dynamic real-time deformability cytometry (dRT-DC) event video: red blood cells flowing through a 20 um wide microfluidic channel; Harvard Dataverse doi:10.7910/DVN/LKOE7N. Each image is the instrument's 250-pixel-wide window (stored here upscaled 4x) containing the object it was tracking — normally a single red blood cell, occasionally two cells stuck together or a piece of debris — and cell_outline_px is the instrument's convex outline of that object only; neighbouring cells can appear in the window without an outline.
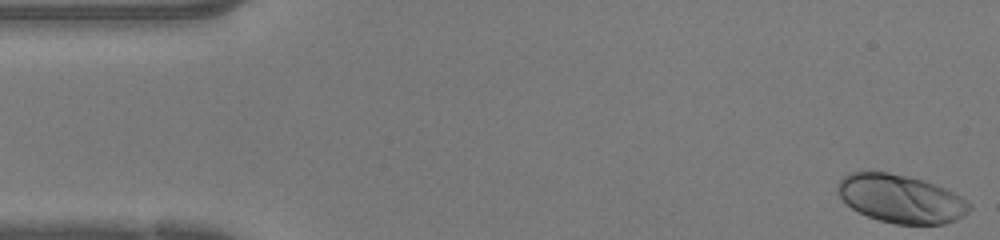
{"species": "human", "species_latin": "Homo sapiens", "temperature_condition": "warm", "stored_images_in_passage": 47, "camera_frame_rate_fps": 3000, "um_per_image_px": 0.085, "donor": {"sex": "female"}, "frame": {"image": 1, "passage_image": 1, "time_ms": 0.0, "image_size_px": [1000, 240], "cell_outline_px": [[972, 208], [968, 212], [956, 220], [944, 224], [896, 224], [880, 220], [868, 216], [852, 208], [836, 192], [836, 184], [848, 172], [888, 172], [908, 176], [924, 180], [944, 188], [968, 200], [972, 204]], "centroid_in_image_um": [76.58, 16.89], "position_along_channel_um": 8.4, "area_um2": 36.99}}
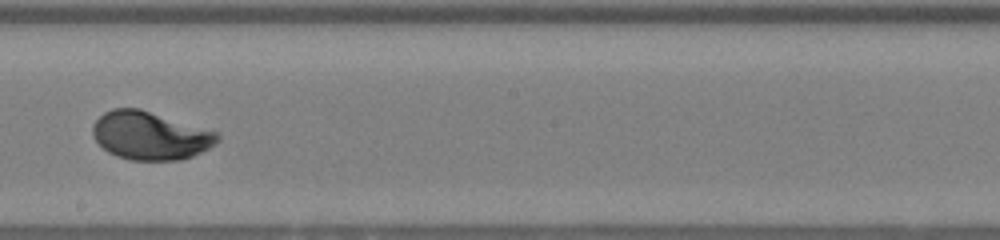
{"frame": {"image": 2, "passage_image": 26, "time_ms": 8.333, "image_size_px": [1000, 240], "cell_outline_px": [[220, 140], [216, 144], [192, 156], [180, 160], [132, 160], [116, 156], [108, 152], [92, 136], [92, 124], [104, 112], [112, 108], [140, 108], [220, 132]], "centroid_in_image_um": [12.78, 11.51], "position_along_channel_um": 235.4, "area_um2": 35.32}}
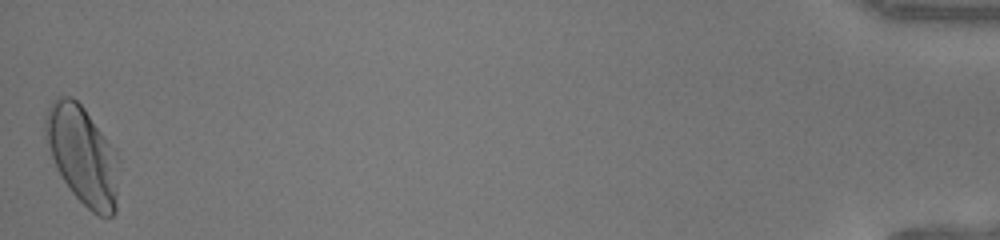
{"frame": {"image": 3, "passage_image": 47, "time_ms": 15.333, "image_size_px": [1000, 240], "cell_outline_px": [[120, 160], [116, 212], [112, 216], [100, 216], [92, 212], [72, 192], [56, 168], [44, 136], [44, 116], [52, 100], [60, 96], [72, 96], [84, 108], [116, 152]], "centroid_in_image_um": [7.02, 13.2], "position_along_channel_um": 428.2, "area_um2": 42.19}, "authors_computed_cell_mechanics": {"area_um2": 35.0846, "velocity_mm_per_s": 4.2279, "shape_relaxation_time_tau1_ms": 2.0846, "shape_relaxation_time_tau2_ms": null, "deformation_change_tau1": 0.1503, "deformation_change_tau2": null}}